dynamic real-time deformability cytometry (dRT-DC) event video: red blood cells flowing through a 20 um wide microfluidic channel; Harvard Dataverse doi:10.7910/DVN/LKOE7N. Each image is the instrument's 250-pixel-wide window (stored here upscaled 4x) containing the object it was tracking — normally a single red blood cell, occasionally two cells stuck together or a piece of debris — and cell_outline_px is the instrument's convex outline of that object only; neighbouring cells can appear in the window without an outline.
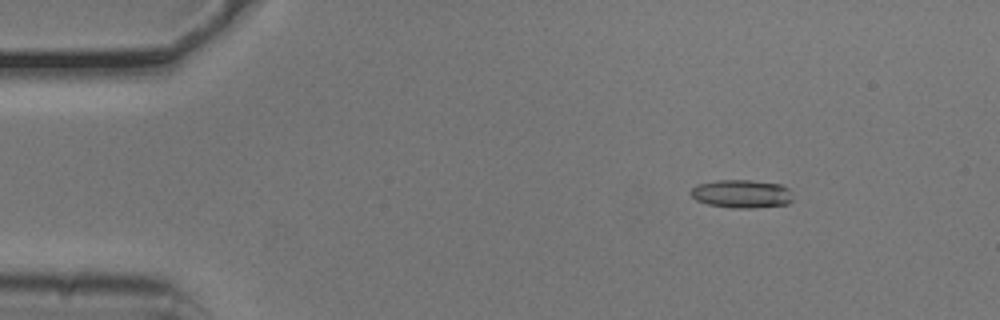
{"species": "common noctule bat (a hibernating species)", "species_latin": "Nyctalus noctula", "temperature_condition": "cold", "stored_images_in_passage": 54, "camera_frame_rate_fps": 3000, "um_per_image_px": 0.085, "animal": {"sex": "male", "body_mass_g": 20.5, "forearm_length_mm": 52.5}, "frame": {"image": 1, "passage_image": 8, "time_ms": 2.333, "image_size_px": [1000, 320], "cell_outline_px": [[792, 200], [788, 204], [752, 208], [732, 208], [708, 204], [696, 200], [688, 192], [696, 184], [716, 180], [752, 180], [780, 184], [788, 188], [792, 192]], "centroid_in_image_um": [63.03, 16.47], "position_along_channel_um": 22.0, "area_um2": 16.99}}
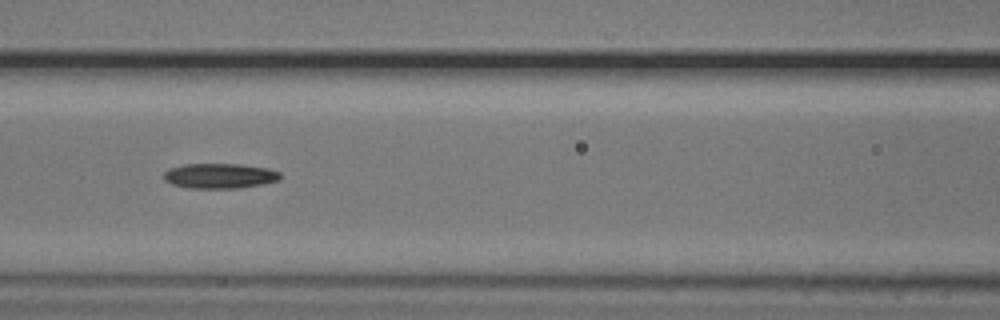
{"frame": {"image": 2, "passage_image": 24, "time_ms": 7.667, "image_size_px": [1000, 320], "cell_outline_px": [[280, 180], [264, 184], [240, 188], [192, 188], [172, 184], [164, 180], [164, 172], [168, 168], [184, 164], [240, 164], [268, 168], [280, 172]], "centroid_in_image_um": [18.69, 14.94], "position_along_channel_um": 147.9, "area_um2": 17.11}}
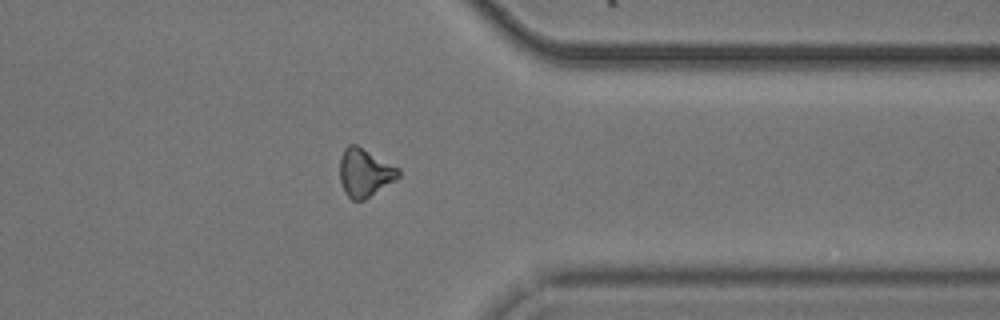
{"frame": {"image": 3, "passage_image": 43, "time_ms": 14.0, "image_size_px": [1000, 320], "cell_outline_px": [[400, 176], [364, 200], [352, 200], [344, 192], [340, 180], [340, 160], [344, 148], [348, 144], [356, 144], [400, 168]], "centroid_in_image_um": [30.99, 14.66], "position_along_channel_um": 380.4, "area_um2": 16.36}, "authors_computed_cell_mechanics": {"area_um2": 16.5308, "velocity_mm_per_s": 3.8004, "shape_relaxation_time_tau1_ms": 3.9339, "shape_relaxation_time_tau2_ms": null, "deformation_change_tau1": 0.1007, "deformation_change_tau2": null}}